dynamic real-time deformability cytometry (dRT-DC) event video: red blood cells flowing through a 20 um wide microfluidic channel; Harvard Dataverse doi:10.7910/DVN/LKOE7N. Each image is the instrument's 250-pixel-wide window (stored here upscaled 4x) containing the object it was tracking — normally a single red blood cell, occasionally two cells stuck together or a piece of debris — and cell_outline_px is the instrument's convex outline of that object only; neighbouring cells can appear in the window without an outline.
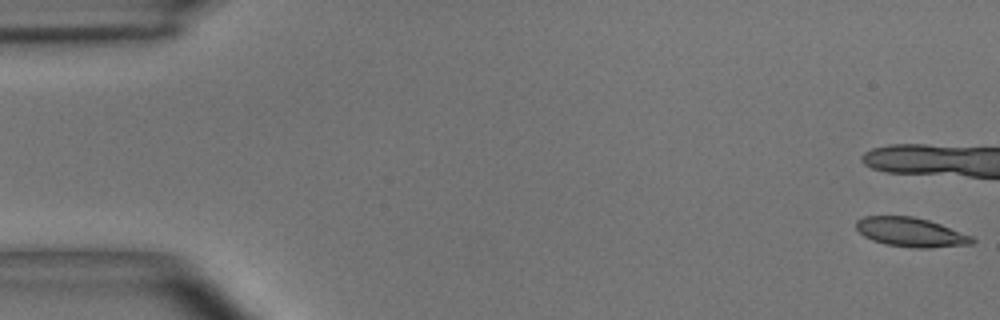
{"species": "common noctule bat (a hibernating species)", "species_latin": "Nyctalus noctula", "temperature_condition": "room temperature", "stored_images_in_passage": 11, "camera_frame_rate_fps": 3000, "um_per_image_px": 0.085, "animal": {"sex": "male", "body_mass_g": 15.6}, "frame": {"image": 1, "passage_image": 1, "time_ms": 0.0, "image_size_px": [1000, 320], "cell_outline_px": [[976, 240], [972, 244], [928, 248], [912, 248], [884, 244], [872, 240], [864, 236], [856, 228], [856, 220], [864, 216], [912, 216], [928, 220], [940, 224], [972, 236]], "centroid_in_image_um": [77.41, 19.74], "position_along_channel_um": 7.6, "area_um2": 19.77}}